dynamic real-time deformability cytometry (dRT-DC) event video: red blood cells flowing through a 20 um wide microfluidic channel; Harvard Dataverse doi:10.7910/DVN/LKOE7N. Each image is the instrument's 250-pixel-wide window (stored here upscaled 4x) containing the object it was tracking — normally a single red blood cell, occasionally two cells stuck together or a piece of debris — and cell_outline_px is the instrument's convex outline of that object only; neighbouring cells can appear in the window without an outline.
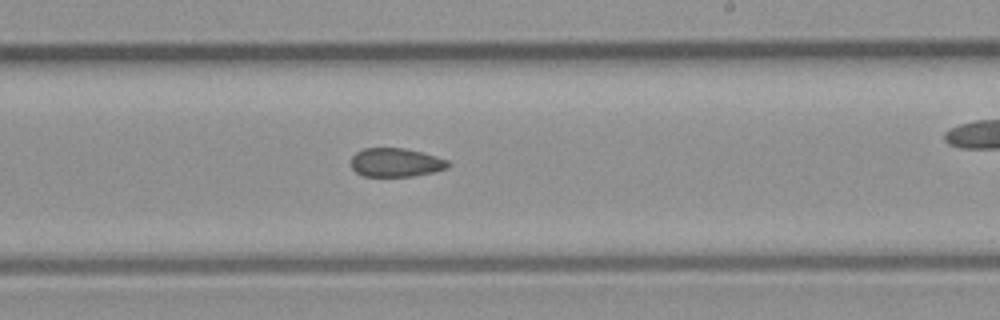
{"species": "common noctule bat (a hibernating species)", "species_latin": "Nyctalus noctula", "temperature_condition": "room temperature", "stored_images_in_passage": 34, "camera_frame_rate_fps": 3000, "um_per_image_px": 0.085, "animal": {"sex": "male", "body_mass_g": 23.1, "forearm_length_mm": 52.7}, "frame": {"image": 1, "passage_image": 20, "time_ms": 6.333, "image_size_px": [1000, 320], "cell_outline_px": [[452, 164], [448, 168], [436, 172], [416, 176], [364, 176], [356, 172], [352, 168], [352, 156], [356, 152], [364, 148], [404, 148], [436, 156], [448, 160]], "centroid_in_image_um": [33.69, 13.82], "position_along_channel_um": 255.3, "area_um2": 16.36}}